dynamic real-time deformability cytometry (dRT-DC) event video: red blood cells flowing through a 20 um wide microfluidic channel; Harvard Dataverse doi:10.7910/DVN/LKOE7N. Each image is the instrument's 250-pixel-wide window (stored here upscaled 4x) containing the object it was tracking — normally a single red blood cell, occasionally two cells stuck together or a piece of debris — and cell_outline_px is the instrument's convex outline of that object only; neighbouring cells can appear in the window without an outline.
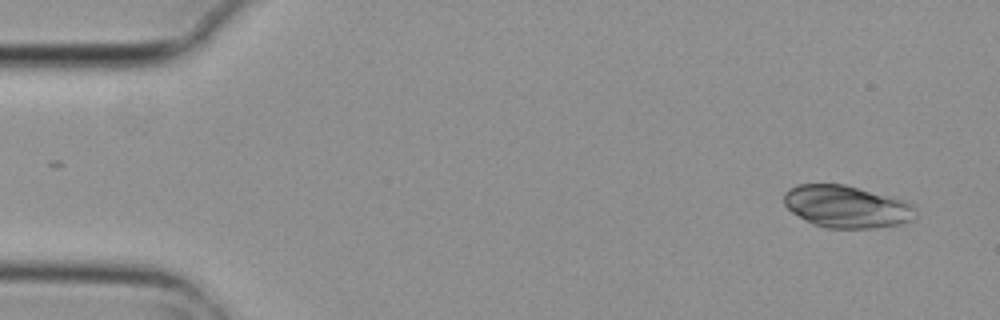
{"species": "common noctule bat (a hibernating species)", "species_latin": "Nyctalus noctula", "temperature_condition": "cold", "stored_images_in_passage": 3, "camera_frame_rate_fps": 3000, "um_per_image_px": 0.085, "animal": {"sex": "female", "body_mass_g": 29.2, "forearm_length_mm": 56.3}, "frame": {"image": 1, "passage_image": 3, "time_ms": 0.667, "image_size_px": [1000, 320], "cell_outline_px": [[916, 220], [900, 224], [876, 228], [828, 228], [812, 224], [804, 220], [792, 212], [784, 204], [784, 192], [788, 188], [796, 184], [844, 184], [896, 196], [912, 204], [916, 208]], "centroid_in_image_um": [72.01, 17.55], "position_along_channel_um": 13.0, "area_um2": 33.12}}